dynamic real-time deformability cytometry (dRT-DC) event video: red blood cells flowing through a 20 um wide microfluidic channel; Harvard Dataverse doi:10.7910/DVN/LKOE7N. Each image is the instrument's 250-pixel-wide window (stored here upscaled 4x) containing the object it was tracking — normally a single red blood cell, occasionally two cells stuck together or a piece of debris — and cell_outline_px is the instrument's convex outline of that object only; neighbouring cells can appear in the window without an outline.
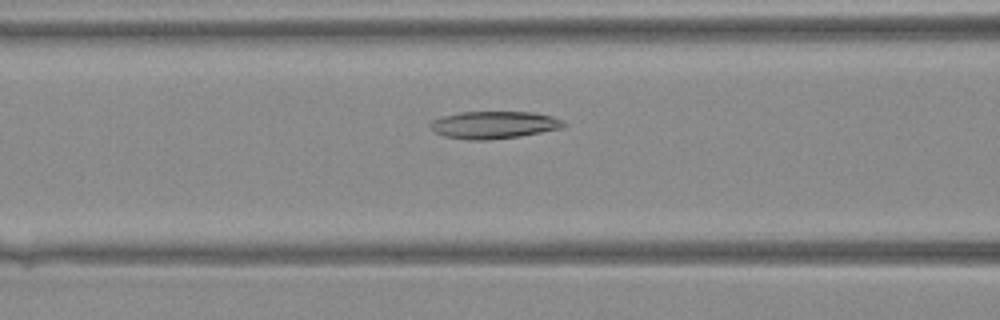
{"species": "Egyptian fruit bat (a non-hibernating species)", "species_latin": "Rousettus aegyptiacus", "temperature_condition": "warm", "stored_images_in_passage": 27, "camera_frame_rate_fps": 3000, "um_per_image_px": 0.085, "animal": {"sex": "female"}, "frame": {"image": 1, "passage_image": 8, "time_ms": 2.333, "image_size_px": [1000, 320], "cell_outline_px": [[564, 124], [560, 128], [520, 136], [488, 140], [468, 140], [444, 136], [428, 128], [428, 124], [432, 120], [444, 116], [460, 112], [532, 112], [552, 116], [564, 120]], "centroid_in_image_um": [41.93, 10.61], "position_along_channel_um": 124.7, "area_um2": 21.21}}
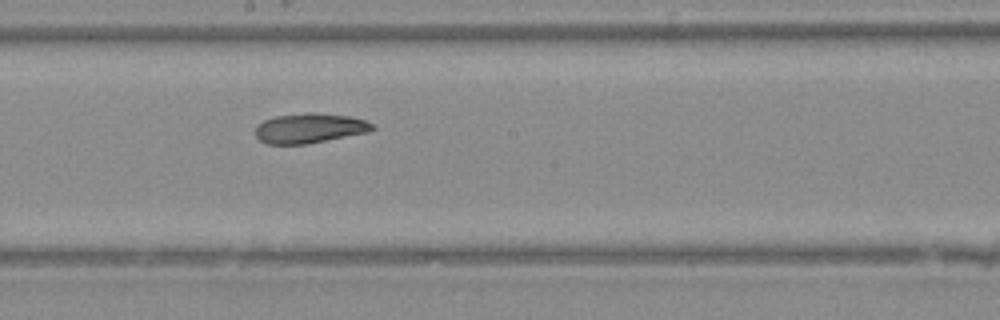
{"frame": {"image": 2, "passage_image": 14, "time_ms": 4.333, "image_size_px": [1000, 320], "cell_outline_px": [[376, 128], [372, 132], [308, 144], [268, 144], [260, 140], [256, 136], [256, 128], [264, 120], [276, 116], [312, 112], [348, 116], [368, 120]], "centroid_in_image_um": [26.39, 10.9], "position_along_channel_um": 221.8, "area_um2": 20.46}}
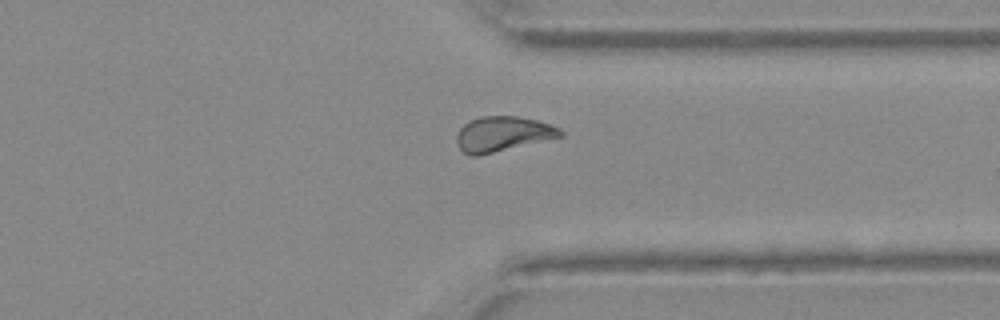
{"frame": {"image": 3, "passage_image": 23, "time_ms": 7.333, "image_size_px": [1000, 320], "cell_outline_px": [[564, 136], [476, 156], [472, 156], [464, 152], [456, 144], [456, 136], [460, 128], [468, 120], [480, 116], [516, 116], [536, 120], [560, 128], [564, 132]], "centroid_in_image_um": [42.71, 11.38], "position_along_channel_um": 368.7, "area_um2": 21.1}}